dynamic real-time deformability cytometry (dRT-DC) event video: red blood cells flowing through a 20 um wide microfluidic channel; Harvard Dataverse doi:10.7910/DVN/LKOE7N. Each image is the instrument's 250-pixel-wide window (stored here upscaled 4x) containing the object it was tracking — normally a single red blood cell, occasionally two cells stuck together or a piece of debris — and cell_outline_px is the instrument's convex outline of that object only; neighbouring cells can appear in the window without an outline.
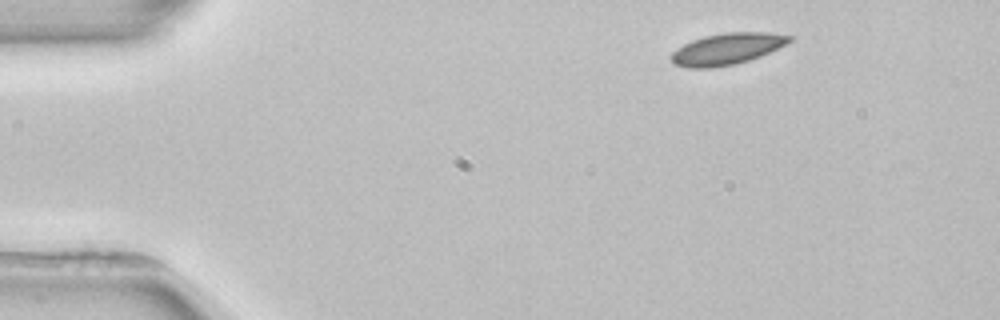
{"species": "common noctule bat (a hibernating species)", "species_latin": "Nyctalus noctula", "temperature_condition": "room temperature", "stored_images_in_passage": 3, "camera_frame_rate_fps": 3000, "um_per_image_px": 0.085, "animal": {"sex": "female", "body_mass_g": 22.7, "forearm_length_mm": 54.2}, "frame": {"image": 1, "passage_image": 1, "time_ms": 0.0, "image_size_px": [1000, 320], "cell_outline_px": [[796, 36], [792, 40], [760, 56], [736, 64], [712, 68], [688, 68], [676, 64], [668, 56], [676, 48], [692, 40], [704, 36], [728, 32], [768, 32]], "centroid_in_image_um": [61.77, 4.15], "position_along_channel_um": 23.2, "area_um2": 21.62}}
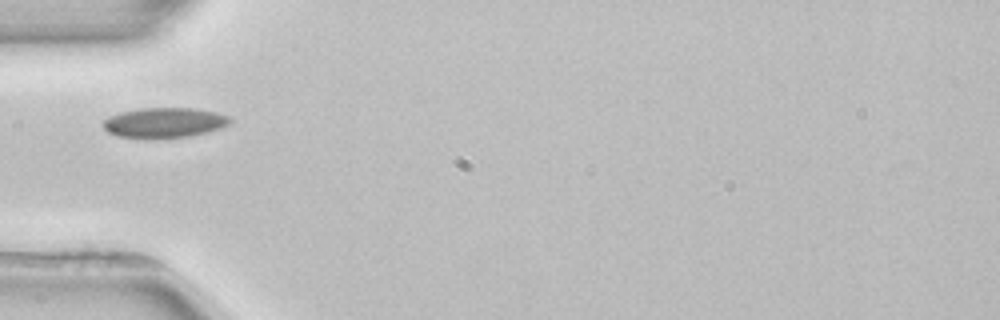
{"frame": {"image": 2, "passage_image": 3, "time_ms": 3.333, "image_size_px": [1000, 320], "cell_outline_px": [[232, 120], [228, 124], [220, 128], [208, 132], [188, 136], [144, 140], [116, 136], [108, 132], [104, 128], [104, 120], [108, 116], [120, 112], [140, 108], [192, 108], [216, 112], [228, 116]], "centroid_in_image_um": [13.92, 10.44], "position_along_channel_um": 71.1, "area_um2": 22.6}}